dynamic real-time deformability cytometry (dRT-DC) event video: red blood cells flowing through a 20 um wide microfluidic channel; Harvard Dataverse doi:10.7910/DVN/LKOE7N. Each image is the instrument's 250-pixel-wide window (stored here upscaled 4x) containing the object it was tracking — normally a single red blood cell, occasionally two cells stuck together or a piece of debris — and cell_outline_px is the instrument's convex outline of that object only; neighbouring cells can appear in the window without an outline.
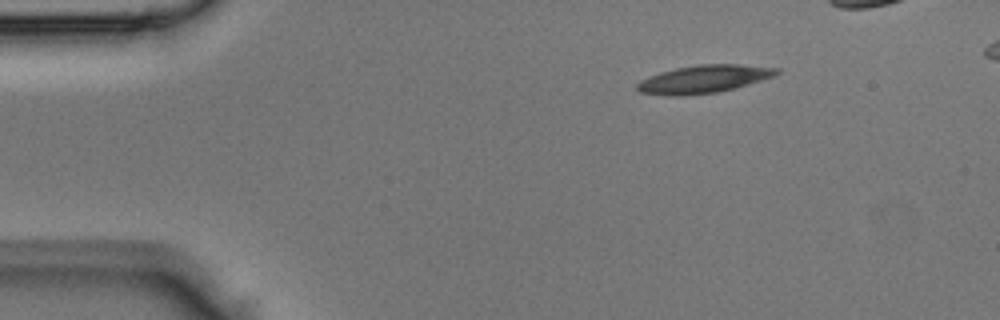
{"species": "Egyptian fruit bat (a non-hibernating species)", "species_latin": "Rousettus aegyptiacus", "temperature_condition": "room temperature", "stored_images_in_passage": 33, "camera_frame_rate_fps": 3000, "um_per_image_px": 0.085, "animal": {"sex": "male"}, "frame": {"image": 1, "passage_image": 1, "time_ms": 0.0, "image_size_px": [1000, 320], "cell_outline_px": [[780, 72], [776, 76], [736, 88], [716, 92], [680, 96], [668, 96], [640, 92], [636, 88], [636, 84], [640, 80], [660, 72], [676, 68], [700, 64], [740, 64], [780, 68]], "centroid_in_image_um": [59.85, 6.72], "position_along_channel_um": 25.1, "area_um2": 22.77}}
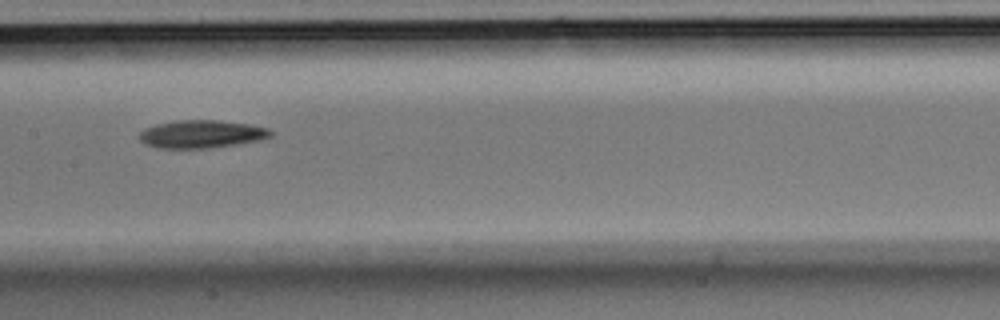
{"frame": {"image": 2, "passage_image": 16, "time_ms": 5.0, "image_size_px": [1000, 320], "cell_outline_px": [[272, 136], [260, 140], [212, 148], [156, 148], [140, 140], [140, 132], [144, 128], [156, 124], [176, 120], [216, 120], [248, 124], [268, 128], [272, 132]], "centroid_in_image_um": [17.13, 11.39], "position_along_channel_um": 190.3, "area_um2": 21.27}}
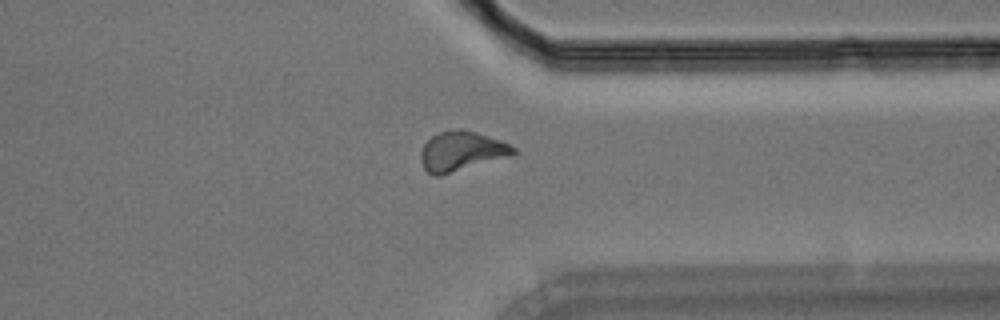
{"frame": {"image": 3, "passage_image": 28, "time_ms": 9.0, "image_size_px": [1000, 320], "cell_outline_px": [[516, 152], [512, 156], [440, 176], [436, 176], [428, 172], [424, 168], [420, 160], [420, 152], [424, 144], [432, 136], [440, 132], [460, 128], [476, 132], [500, 140], [516, 148]], "centroid_in_image_um": [39.23, 12.86], "position_along_channel_um": 372.2, "area_um2": 21.44}}